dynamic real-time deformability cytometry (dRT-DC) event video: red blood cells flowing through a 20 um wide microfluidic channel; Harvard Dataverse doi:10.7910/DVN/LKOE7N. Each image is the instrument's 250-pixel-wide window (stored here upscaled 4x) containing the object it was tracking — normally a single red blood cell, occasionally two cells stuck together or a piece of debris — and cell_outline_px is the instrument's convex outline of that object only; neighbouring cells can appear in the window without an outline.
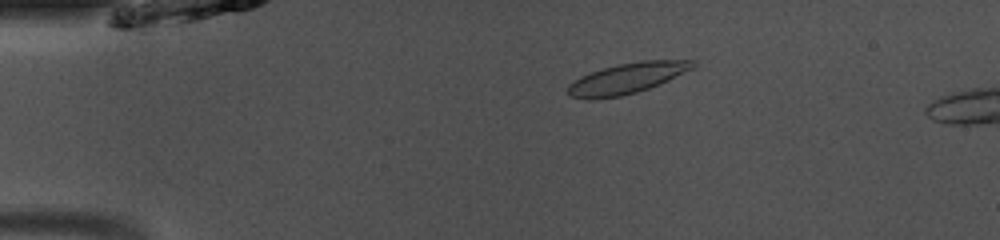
{"species": "common noctule bat (a hibernating species)", "species_latin": "Nyctalus noctula", "temperature_condition": "room temperature", "stored_images_in_passage": 43, "camera_frame_rate_fps": 3000, "um_per_image_px": 0.085, "animal": {"sex": "male", "body_mass_g": 13.0, "forearm_length_mm": 53.1}, "frame": {"image": 1, "passage_image": 6, "time_ms": 1.667, "image_size_px": [1000, 240], "cell_outline_px": [[696, 68], [660, 84], [636, 92], [620, 96], [592, 100], [588, 100], [568, 96], [568, 84], [580, 76], [604, 68], [620, 64], [640, 60], [696, 60]], "centroid_in_image_um": [53.32, 6.66], "position_along_channel_um": 31.7, "area_um2": 22.48}}
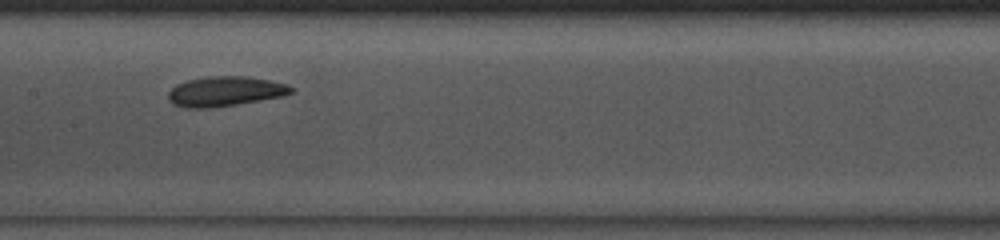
{"frame": {"image": 2, "passage_image": 21, "time_ms": 6.667, "image_size_px": [1000, 240], "cell_outline_px": [[296, 92], [280, 96], [236, 104], [208, 108], [184, 108], [172, 104], [168, 100], [168, 92], [176, 84], [188, 80], [208, 76], [244, 76], [268, 80], [288, 84], [296, 88]], "centroid_in_image_um": [19.12, 7.76], "position_along_channel_um": 188.3, "area_um2": 21.39}}
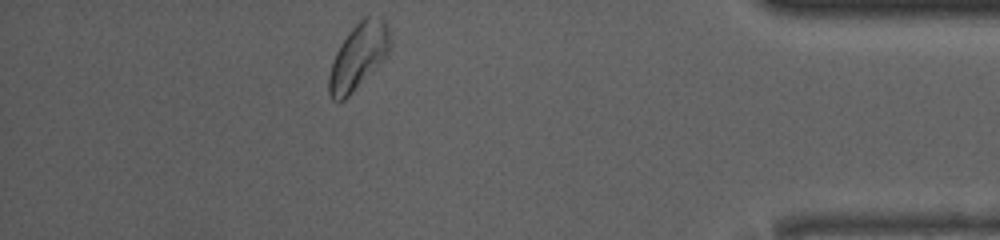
{"frame": {"image": 3, "passage_image": 40, "time_ms": 13.0, "image_size_px": [1000, 240], "cell_outline_px": [[392, 44], [384, 60], [344, 100], [332, 100], [328, 92], [328, 76], [332, 60], [340, 44], [352, 28], [364, 16], [380, 16], [388, 24], [392, 32]], "centroid_in_image_um": [30.5, 4.75], "position_along_channel_um": 404.7, "area_um2": 23.76}, "authors_computed_cell_mechanics": {"area_um2": 21.386, "velocity_mm_per_s": 4.0393, "shape_relaxation_time_tau1_ms": 2.3417, "shape_relaxation_time_tau2_ms": 2.3808, "deformation_change_tau1": 0.101, "deformation_change_tau2": 0.0783}}